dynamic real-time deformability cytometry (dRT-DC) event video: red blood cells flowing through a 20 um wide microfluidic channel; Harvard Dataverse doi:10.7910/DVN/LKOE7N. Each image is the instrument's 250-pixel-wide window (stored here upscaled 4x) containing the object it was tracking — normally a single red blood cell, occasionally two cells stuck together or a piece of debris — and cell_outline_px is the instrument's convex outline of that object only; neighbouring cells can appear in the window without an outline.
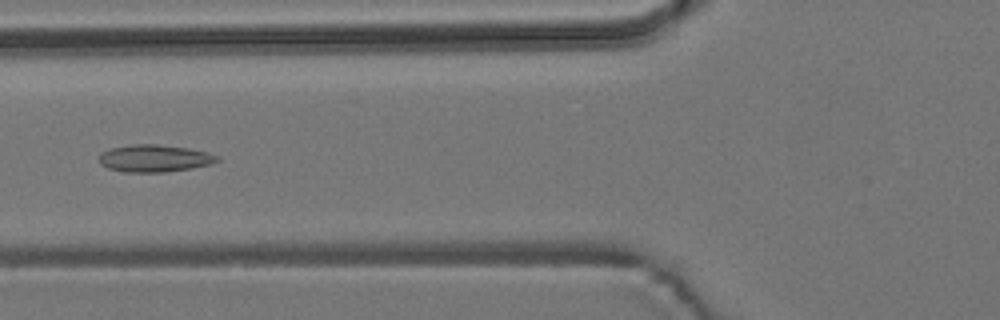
{"species": "common noctule bat (a hibernating species)", "species_latin": "Nyctalus noctula", "temperature_condition": "room temperature", "stored_images_in_passage": 6, "camera_frame_rate_fps": 3000, "um_per_image_px": 0.085, "animal": {"sex": "male", "body_mass_g": 19.2, "forearm_length_mm": 51.8}, "frame": {"image": 1, "passage_image": 6, "time_ms": 6.667, "image_size_px": [1000, 320], "cell_outline_px": [[220, 160], [212, 164], [192, 168], [164, 172], [124, 172], [108, 168], [100, 164], [100, 152], [112, 148], [132, 144], [156, 144], [188, 148], [208, 152], [220, 156]], "centroid_in_image_um": [13.16, 13.46], "position_along_channel_um": 112.6, "area_um2": 18.84}}